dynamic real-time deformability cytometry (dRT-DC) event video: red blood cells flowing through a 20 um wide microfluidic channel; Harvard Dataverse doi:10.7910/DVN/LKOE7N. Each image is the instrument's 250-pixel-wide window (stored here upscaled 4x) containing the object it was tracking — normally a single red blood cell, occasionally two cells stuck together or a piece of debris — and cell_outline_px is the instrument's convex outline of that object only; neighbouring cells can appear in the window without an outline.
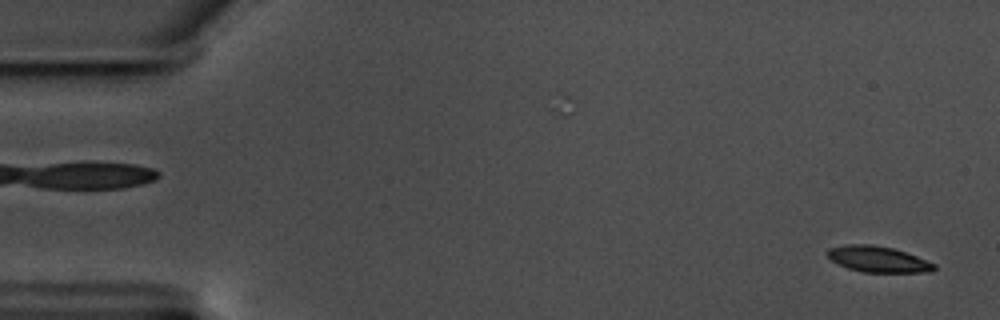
{"species": "common noctule bat (a hibernating species)", "species_latin": "Nyctalus noctula", "temperature_condition": "warm", "stored_images_in_passage": 59, "camera_frame_rate_fps": 3000, "um_per_image_px": 0.085, "animal": {"sex": "male", "body_mass_g": 17.5, "forearm_length_mm": 52.3}, "frame": {"image": 1, "passage_image": 2, "time_ms": 0.333, "image_size_px": [1000, 320], "cell_outline_px": [[936, 268], [932, 272], [864, 272], [848, 268], [832, 260], [824, 252], [828, 248], [848, 244], [872, 244], [892, 248], [916, 256], [936, 264]], "centroid_in_image_um": [74.62, 22.03], "position_along_channel_um": 10.4, "area_um2": 16.07}}
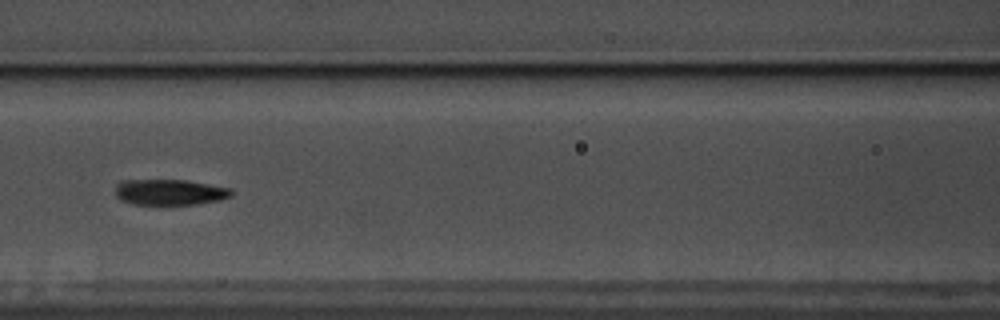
{"frame": {"image": 2, "passage_image": 26, "time_ms": 8.333, "image_size_px": [1000, 320], "cell_outline_px": [[232, 196], [220, 200], [196, 204], [164, 208], [132, 204], [116, 196], [116, 184], [120, 180], [188, 180], [232, 188]], "centroid_in_image_um": [14.43, 16.38], "position_along_channel_um": 152.2, "area_um2": 18.38}}
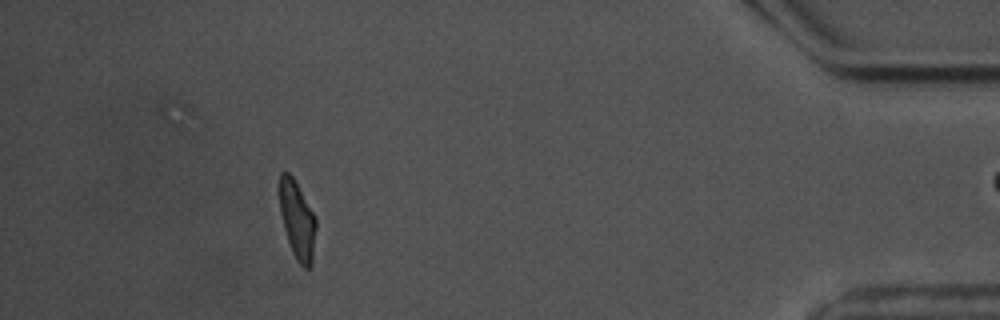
{"frame": {"image": 3, "passage_image": 53, "time_ms": 17.333, "image_size_px": [1000, 320], "cell_outline_px": [[316, 228], [312, 264], [308, 268], [304, 268], [296, 260], [292, 252], [284, 228], [280, 212], [276, 192], [276, 188], [280, 172], [288, 172], [292, 176], [316, 216]], "centroid_in_image_um": [25.22, 18.63], "position_along_channel_um": 410.0, "area_um2": 17.11}, "authors_computed_cell_mechanics": {"area_um2": 17.5134, "velocity_mm_per_s": 3.5117, "shape_relaxation_time_tau1_ms": 3.9105, "shape_relaxation_time_tau2_ms": 1.7907, "deformation_change_tau1": 0.1627, "deformation_change_tau2": 0.0766}}